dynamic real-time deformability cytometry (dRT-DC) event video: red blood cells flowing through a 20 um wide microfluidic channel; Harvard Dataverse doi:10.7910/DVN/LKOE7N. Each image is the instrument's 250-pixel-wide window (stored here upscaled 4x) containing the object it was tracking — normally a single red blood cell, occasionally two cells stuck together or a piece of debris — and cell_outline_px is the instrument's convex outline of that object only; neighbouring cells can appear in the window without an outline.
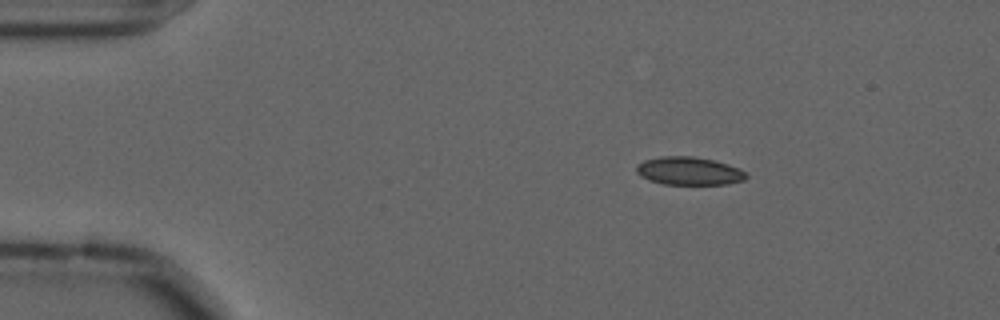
{"species": "common noctule bat (a hibernating species)", "species_latin": "Nyctalus noctula", "temperature_condition": "cold", "stored_images_in_passage": 33, "camera_frame_rate_fps": 3000, "um_per_image_px": 0.085, "animal": {"sex": "male", "forearm_length_mm": 52.5}, "frame": {"image": 1, "passage_image": 1, "time_ms": 0.0, "image_size_px": [1000, 320], "cell_outline_px": [[748, 176], [744, 180], [728, 184], [664, 184], [648, 180], [640, 176], [636, 172], [636, 164], [644, 160], [660, 156], [692, 156], [712, 160], [728, 164], [740, 168]], "centroid_in_image_um": [58.54, 14.53], "position_along_channel_um": 26.5, "area_um2": 18.03}}
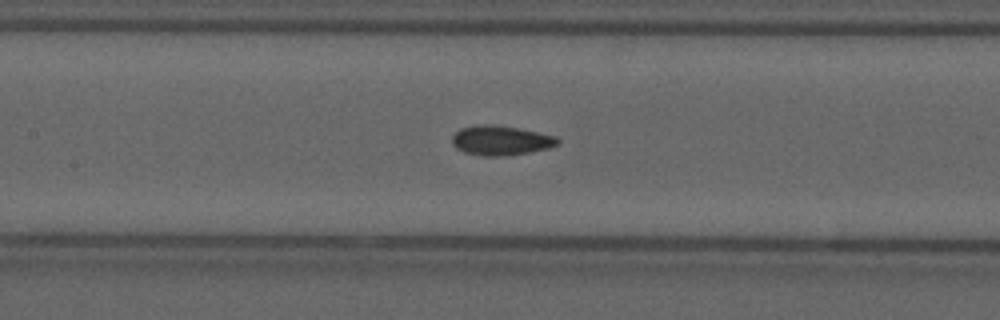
{"frame": {"image": 2, "passage_image": 18, "time_ms": 5.667, "image_size_px": [1000, 320], "cell_outline_px": [[560, 140], [556, 144], [548, 148], [528, 152], [504, 156], [484, 156], [464, 152], [456, 148], [452, 144], [452, 136], [460, 128], [480, 124], [492, 124], [516, 128], [556, 136]], "centroid_in_image_um": [42.52, 11.93], "position_along_channel_um": 164.9, "area_um2": 18.03}}
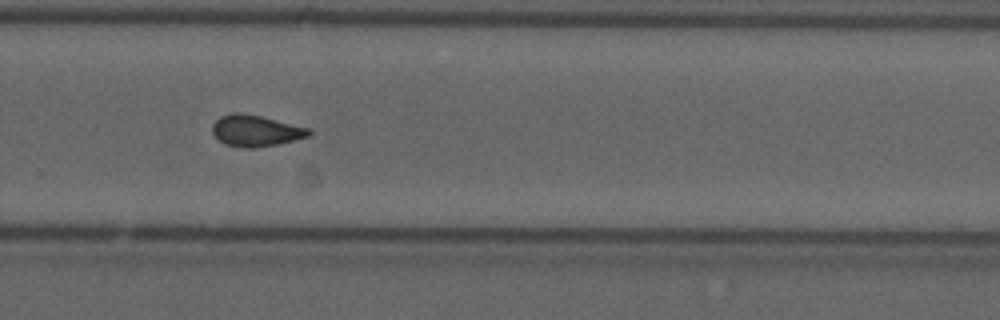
{"frame": {"image": 3, "passage_image": 30, "time_ms": 9.667, "image_size_px": [1000, 320], "cell_outline_px": [[312, 132], [308, 136], [276, 144], [252, 148], [248, 148], [224, 144], [212, 132], [212, 124], [220, 116], [232, 112], [240, 112], [260, 116], [308, 128]], "centroid_in_image_um": [21.68, 11.1], "position_along_channel_um": 308.1, "area_um2": 17.28}, "authors_computed_cell_mechanics": {"area_um2": 17.7446, "velocity_mm_per_s": 3.5929, "shape_relaxation_time_tau1_ms": null, "shape_relaxation_time_tau2_ms": 3.3137, "deformation_change_tau1": null, "deformation_change_tau2": 0.0797}}